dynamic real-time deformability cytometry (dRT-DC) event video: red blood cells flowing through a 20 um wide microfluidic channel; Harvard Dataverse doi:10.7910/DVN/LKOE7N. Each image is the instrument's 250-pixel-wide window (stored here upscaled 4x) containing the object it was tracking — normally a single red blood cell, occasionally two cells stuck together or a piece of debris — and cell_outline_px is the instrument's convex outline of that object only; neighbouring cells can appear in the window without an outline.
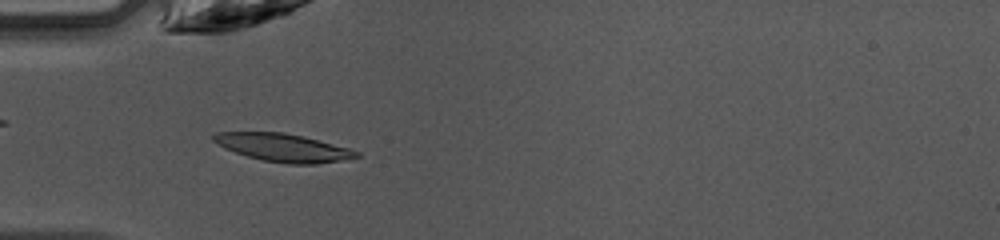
{"species": "common noctule bat (a hibernating species)", "species_latin": "Nyctalus noctula", "temperature_condition": "warm", "stored_images_in_passage": 35, "camera_frame_rate_fps": 3000, "um_per_image_px": 0.085, "animal": {"sex": "female", "body_mass_g": 10.0, "forearm_length_mm": 53.1}, "frame": {"image": 1, "passage_image": 3, "time_ms": 0.667, "image_size_px": [1000, 240], "cell_outline_px": [[360, 156], [340, 160], [316, 164], [288, 164], [264, 160], [248, 156], [224, 148], [212, 140], [212, 136], [216, 132], [284, 132], [304, 136], [352, 148], [360, 152]], "centroid_in_image_um": [24.11, 12.53], "position_along_channel_um": 60.9, "area_um2": 23.29}}
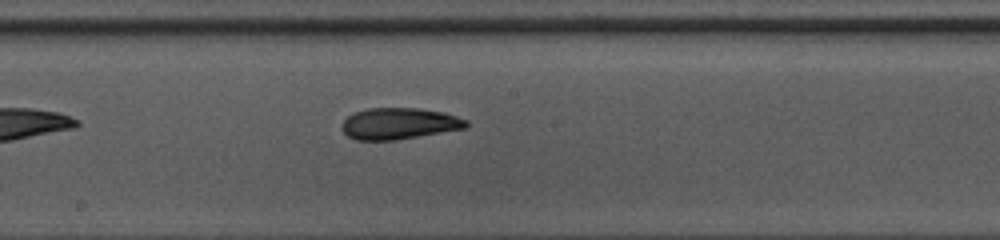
{"frame": {"image": 2, "passage_image": 14, "time_ms": 4.333, "image_size_px": [1000, 240], "cell_outline_px": [[468, 128], [396, 140], [356, 140], [348, 136], [344, 132], [344, 120], [348, 116], [356, 112], [368, 108], [420, 108], [444, 112], [468, 120]], "centroid_in_image_um": [33.99, 10.5], "position_along_channel_um": 214.2, "area_um2": 22.72}}
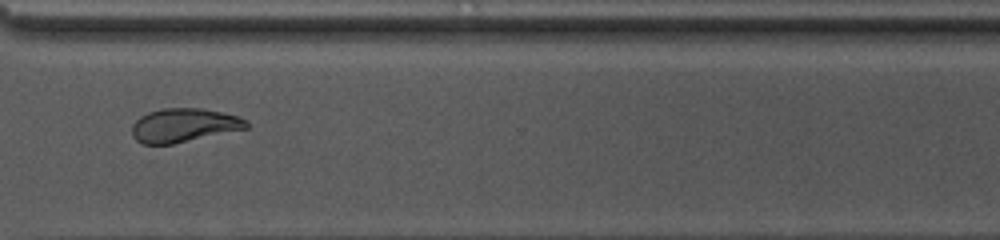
{"frame": {"image": 3, "passage_image": 24, "time_ms": 7.667, "image_size_px": [1000, 240], "cell_outline_px": [[248, 128], [172, 144], [144, 144], [136, 140], [132, 136], [132, 124], [140, 116], [148, 112], [160, 108], [200, 108], [220, 112], [236, 116], [248, 120]], "centroid_in_image_um": [15.59, 10.64], "position_along_channel_um": 355.0, "area_um2": 22.43}, "authors_computed_cell_mechanics": {"area_um2": 22.8888, "velocity_mm_per_s": 4.23, "shape_relaxation_time_tau1_ms": 8.409, "shape_relaxation_time_tau2_ms": 2.6786, "deformation_change_tau1": 0.2181, "deformation_change_tau2": 0.0714}}